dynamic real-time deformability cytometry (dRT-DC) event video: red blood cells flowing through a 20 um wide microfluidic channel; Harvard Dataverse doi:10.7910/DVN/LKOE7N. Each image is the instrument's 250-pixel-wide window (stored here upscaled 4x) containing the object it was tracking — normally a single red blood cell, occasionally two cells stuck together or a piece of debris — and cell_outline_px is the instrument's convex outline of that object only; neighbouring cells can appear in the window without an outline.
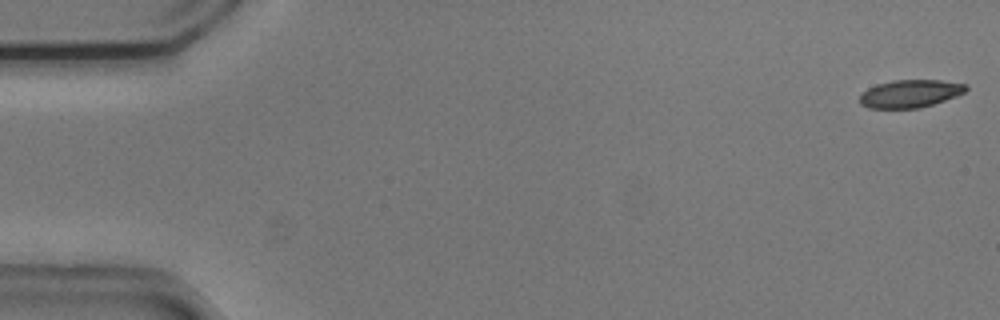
{"species": "common noctule bat (a hibernating species)", "species_latin": "Nyctalus noctula", "temperature_condition": "cold", "stored_images_in_passage": 18, "camera_frame_rate_fps": 3000, "um_per_image_px": 0.085, "animal": {"sex": "male", "body_mass_g": 20.5, "forearm_length_mm": 52.5}, "frame": {"image": 1, "passage_image": 1, "time_ms": 0.0, "image_size_px": [1000, 320], "cell_outline_px": [[968, 88], [964, 92], [956, 96], [920, 108], [868, 108], [860, 104], [860, 96], [868, 88], [876, 84], [892, 80], [940, 80], [968, 84]], "centroid_in_image_um": [77.36, 7.95], "position_along_channel_um": 7.6, "area_um2": 17.17}}
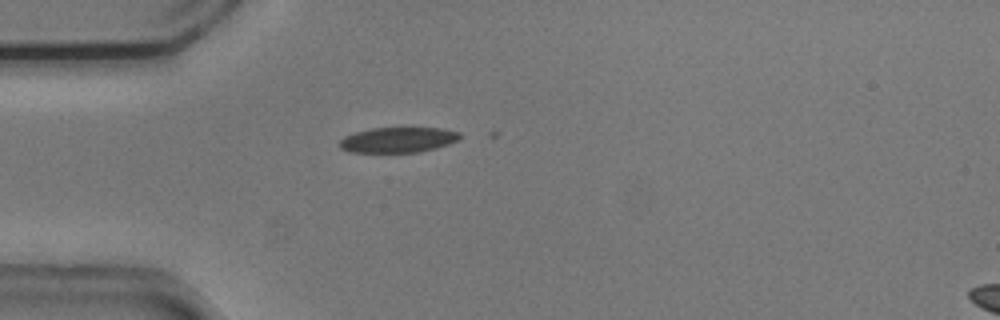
{"frame": {"image": 2, "passage_image": 15, "time_ms": 4.667, "image_size_px": [1000, 320], "cell_outline_px": [[460, 140], [436, 148], [420, 152], [348, 152], [340, 148], [340, 140], [344, 136], [356, 132], [372, 128], [440, 128], [460, 132]], "centroid_in_image_um": [33.84, 11.89], "position_along_channel_um": 51.2, "area_um2": 17.74}}